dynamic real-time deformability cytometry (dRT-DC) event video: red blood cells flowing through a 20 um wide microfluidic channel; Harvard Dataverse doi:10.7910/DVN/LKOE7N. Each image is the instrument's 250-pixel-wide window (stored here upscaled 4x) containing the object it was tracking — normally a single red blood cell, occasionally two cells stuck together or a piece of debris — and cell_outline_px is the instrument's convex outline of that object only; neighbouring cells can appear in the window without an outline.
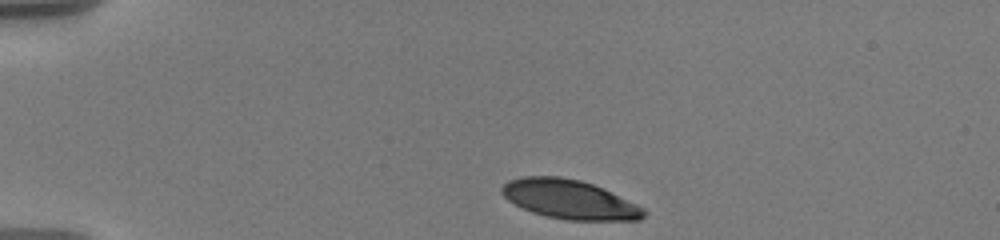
{"species": "human", "species_latin": "Homo sapiens", "temperature_condition": "warm", "stored_images_in_passage": 19, "camera_frame_rate_fps": 3000, "um_per_image_px": 0.085, "donor": {"sex": "male"}, "frame": {"image": 1, "passage_image": 1, "time_ms": 0.0, "image_size_px": [1000, 240], "cell_outline_px": [[648, 212], [640, 220], [568, 220], [544, 216], [532, 212], [508, 200], [500, 192], [500, 188], [508, 180], [524, 176], [560, 176], [580, 180], [604, 188], [644, 208]], "centroid_in_image_um": [48.41, 16.94], "position_along_channel_um": 36.6, "area_um2": 32.43}}
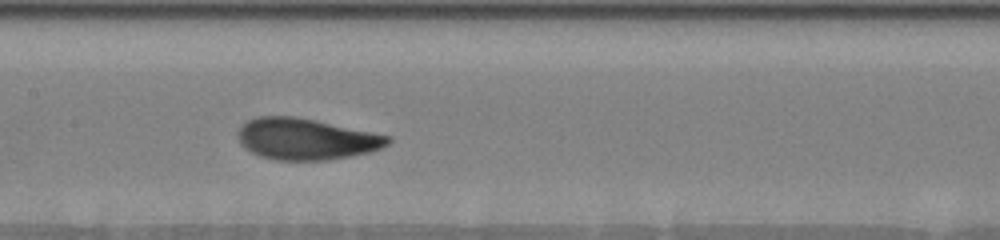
{"frame": {"image": 2, "passage_image": 11, "time_ms": 5.667, "image_size_px": [1000, 240], "cell_outline_px": [[392, 140], [388, 144], [380, 148], [368, 152], [328, 160], [276, 160], [260, 156], [244, 148], [240, 144], [236, 136], [236, 132], [248, 120], [256, 116], [296, 116], [316, 120], [388, 136]], "centroid_in_image_um": [25.94, 11.81], "position_along_channel_um": 181.5, "area_um2": 35.95}}
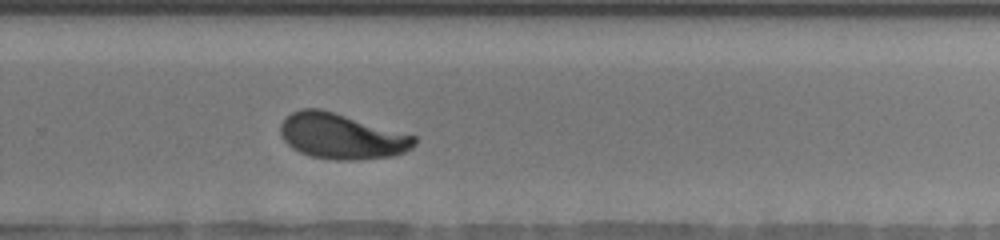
{"frame": {"image": 3, "passage_image": 19, "time_ms": 9.0, "image_size_px": [1000, 240], "cell_outline_px": [[416, 144], [412, 148], [404, 152], [392, 156], [360, 160], [336, 160], [312, 156], [300, 152], [292, 148], [284, 140], [280, 132], [280, 124], [292, 112], [300, 108], [320, 108], [416, 136]], "centroid_in_image_um": [29.03, 11.58], "position_along_channel_um": 300.8, "area_um2": 35.37}}